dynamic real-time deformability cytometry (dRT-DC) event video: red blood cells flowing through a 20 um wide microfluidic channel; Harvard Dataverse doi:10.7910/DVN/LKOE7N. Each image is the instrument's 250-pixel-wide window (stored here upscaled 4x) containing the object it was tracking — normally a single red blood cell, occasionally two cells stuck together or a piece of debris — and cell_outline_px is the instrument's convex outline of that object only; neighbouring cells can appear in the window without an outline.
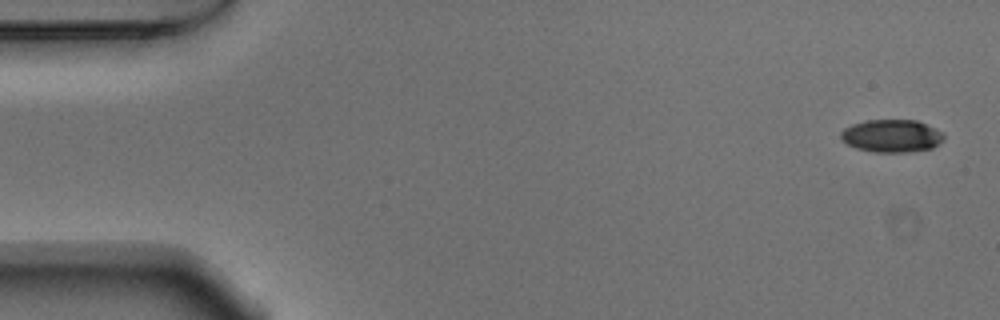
{"species": "Egyptian fruit bat (a non-hibernating species)", "species_latin": "Rousettus aegyptiacus", "temperature_condition": "warm", "stored_images_in_passage": 7, "camera_frame_rate_fps": 3000, "um_per_image_px": 0.085, "animal": {"sex": "male"}, "frame": {"image": 1, "passage_image": 1, "time_ms": 0.0, "image_size_px": [1000, 320], "cell_outline_px": [[944, 140], [932, 148], [908, 152], [872, 152], [856, 148], [840, 140], [840, 132], [844, 128], [852, 124], [868, 120], [916, 120], [940, 132], [944, 136]], "centroid_in_image_um": [75.74, 11.56], "position_along_channel_um": 9.3, "area_um2": 19.54}}